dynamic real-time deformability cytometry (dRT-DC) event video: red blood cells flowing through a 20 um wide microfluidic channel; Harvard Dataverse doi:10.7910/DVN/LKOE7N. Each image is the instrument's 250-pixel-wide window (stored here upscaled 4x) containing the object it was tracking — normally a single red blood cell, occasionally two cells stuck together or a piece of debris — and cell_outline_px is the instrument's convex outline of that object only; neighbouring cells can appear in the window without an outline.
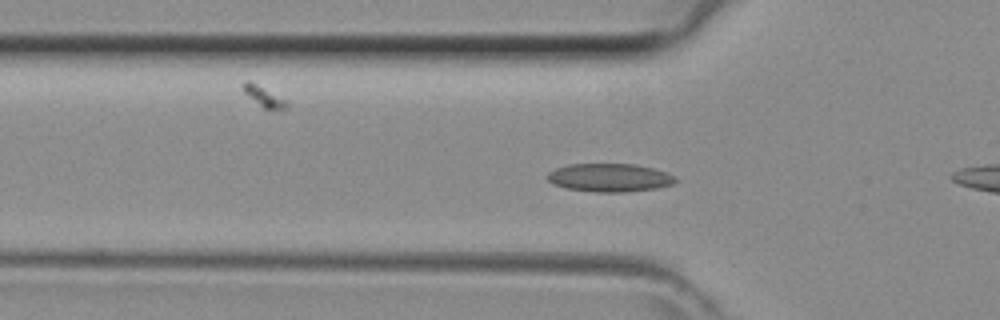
{"species": "common noctule bat (a hibernating species)", "species_latin": "Nyctalus noctula", "temperature_condition": "room temperature", "stored_images_in_passage": 15, "camera_frame_rate_fps": 3000, "um_per_image_px": 0.085, "animal": {"sex": "female", "body_mass_g": 29.2, "forearm_length_mm": 56.3}, "frame": {"image": 1, "passage_image": 13, "time_ms": 4.0, "image_size_px": [1000, 320], "cell_outline_px": [[680, 180], [672, 184], [656, 188], [624, 192], [596, 192], [564, 188], [552, 184], [544, 176], [548, 172], [556, 168], [568, 164], [636, 164], [668, 172], [676, 176]], "centroid_in_image_um": [51.81, 15.1], "position_along_channel_um": 74.0, "area_um2": 21.39}}